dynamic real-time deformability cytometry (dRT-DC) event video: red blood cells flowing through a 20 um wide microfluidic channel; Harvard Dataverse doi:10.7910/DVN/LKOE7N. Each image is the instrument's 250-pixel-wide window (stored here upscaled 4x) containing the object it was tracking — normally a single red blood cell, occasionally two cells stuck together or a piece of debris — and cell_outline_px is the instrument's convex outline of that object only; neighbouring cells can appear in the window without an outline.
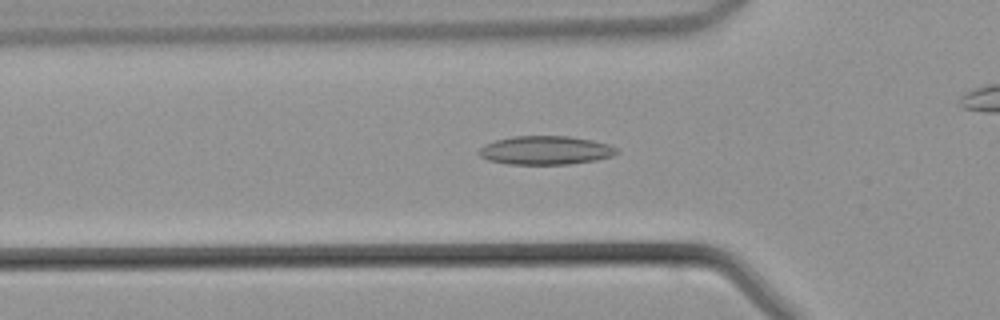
{"species": "common noctule bat (a hibernating species)", "species_latin": "Nyctalus noctula", "temperature_condition": "warm", "stored_images_in_passage": 35, "camera_frame_rate_fps": 3000, "um_per_image_px": 0.085, "animal": {"sex": "male", "body_mass_g": 21.5, "forearm_length_mm": 52.0}, "frame": {"image": 1, "passage_image": 4, "time_ms": 1.0, "image_size_px": [1000, 320], "cell_outline_px": [[620, 152], [612, 156], [596, 160], [568, 164], [508, 164], [488, 160], [480, 156], [476, 152], [484, 144], [496, 140], [512, 136], [568, 136], [592, 140], [608, 144], [616, 148]], "centroid_in_image_um": [46.35, 12.77], "position_along_channel_um": 79.5, "area_um2": 23.06}}
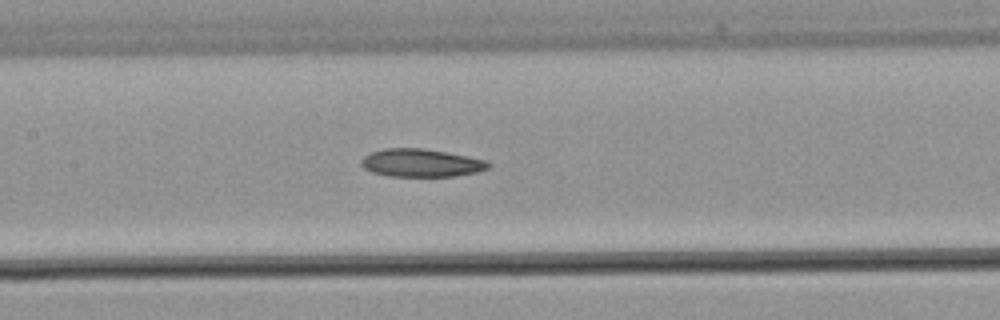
{"frame": {"image": 2, "passage_image": 10, "time_ms": 3.0, "image_size_px": [1000, 320], "cell_outline_px": [[492, 164], [488, 168], [476, 172], [452, 176], [388, 176], [372, 172], [364, 168], [360, 164], [360, 160], [364, 156], [372, 152], [384, 148], [424, 148], [468, 156], [484, 160]], "centroid_in_image_um": [35.76, 13.84], "position_along_channel_um": 171.6, "area_um2": 20.63}}
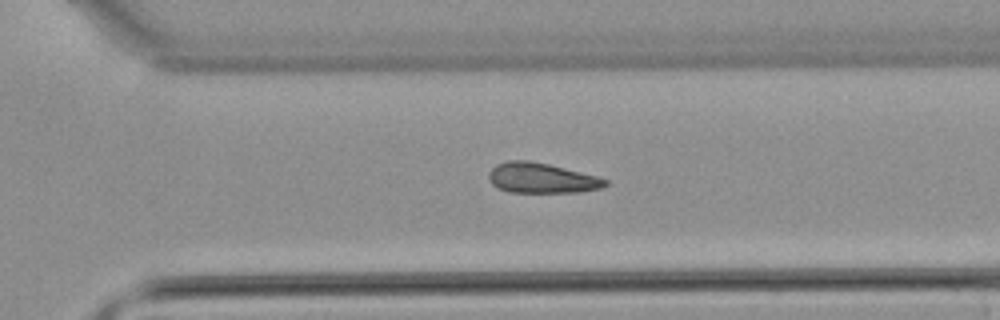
{"frame": {"image": 3, "passage_image": 20, "time_ms": 6.333, "image_size_px": [1000, 320], "cell_outline_px": [[608, 184], [604, 188], [580, 192], [512, 192], [496, 188], [488, 180], [488, 172], [496, 164], [508, 160], [528, 160], [548, 164], [596, 176], [608, 180]], "centroid_in_image_um": [46.01, 15.14], "position_along_channel_um": 324.6, "area_um2": 20.58}}